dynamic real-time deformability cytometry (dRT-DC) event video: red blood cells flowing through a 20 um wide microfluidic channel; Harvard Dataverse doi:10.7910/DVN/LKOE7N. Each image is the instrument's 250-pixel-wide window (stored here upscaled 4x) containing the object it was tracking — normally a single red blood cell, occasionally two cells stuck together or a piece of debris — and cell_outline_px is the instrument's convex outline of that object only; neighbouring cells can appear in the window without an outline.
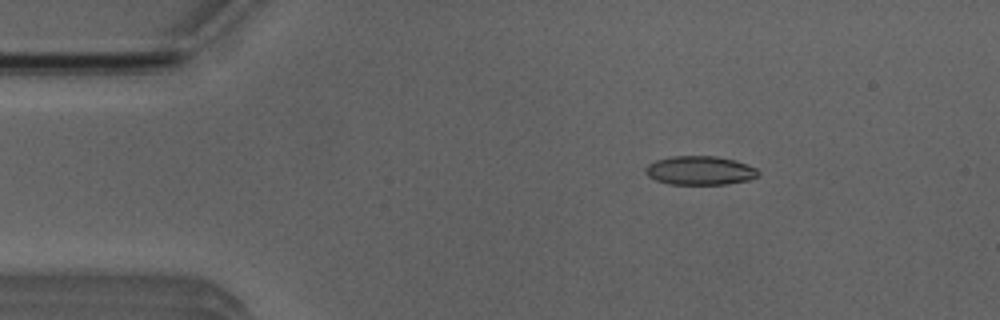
{"species": "Egyptian fruit bat (a non-hibernating species)", "species_latin": "Rousettus aegyptiacus", "temperature_condition": "room temperature", "stored_images_in_passage": 5, "camera_frame_rate_fps": 3000, "um_per_image_px": 0.085, "animal": {"sex": "male"}, "frame": {"image": 1, "passage_image": 1, "time_ms": 0.0, "image_size_px": [1000, 320], "cell_outline_px": [[760, 176], [748, 180], [728, 184], [668, 184], [656, 180], [648, 176], [644, 172], [644, 168], [648, 164], [656, 160], [672, 156], [716, 156], [736, 160], [756, 168], [760, 172]], "centroid_in_image_um": [59.5, 14.49], "position_along_channel_um": 25.5, "area_um2": 19.13}}